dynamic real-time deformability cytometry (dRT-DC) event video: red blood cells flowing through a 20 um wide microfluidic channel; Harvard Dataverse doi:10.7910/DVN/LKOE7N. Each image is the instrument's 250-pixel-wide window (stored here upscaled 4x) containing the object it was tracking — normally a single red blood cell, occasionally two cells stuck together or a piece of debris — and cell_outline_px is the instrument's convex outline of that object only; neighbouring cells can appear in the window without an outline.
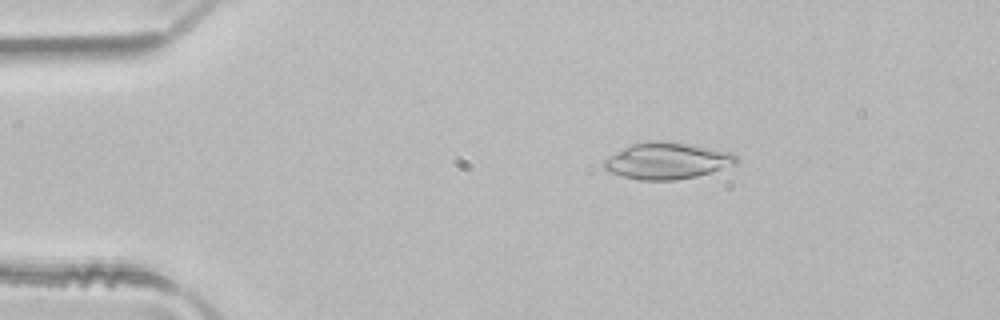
{"species": "common noctule bat (a hibernating species)", "species_latin": "Nyctalus noctula", "temperature_condition": "room temperature", "stored_images_in_passage": 2, "camera_frame_rate_fps": 3000, "um_per_image_px": 0.085, "animal": {"sex": "male", "body_mass_g": 21.5, "forearm_length_mm": 52.0}, "frame": {"image": 1, "passage_image": 1, "time_ms": 0.0, "image_size_px": [1000, 320], "cell_outline_px": [[740, 160], [736, 164], [696, 176], [676, 180], [640, 180], [624, 176], [612, 172], [604, 168], [604, 160], [624, 148], [632, 144], [648, 140], [664, 140], [688, 144], [728, 152], [736, 156]], "centroid_in_image_um": [56.7, 13.66], "position_along_channel_um": 28.3, "area_um2": 27.69}}